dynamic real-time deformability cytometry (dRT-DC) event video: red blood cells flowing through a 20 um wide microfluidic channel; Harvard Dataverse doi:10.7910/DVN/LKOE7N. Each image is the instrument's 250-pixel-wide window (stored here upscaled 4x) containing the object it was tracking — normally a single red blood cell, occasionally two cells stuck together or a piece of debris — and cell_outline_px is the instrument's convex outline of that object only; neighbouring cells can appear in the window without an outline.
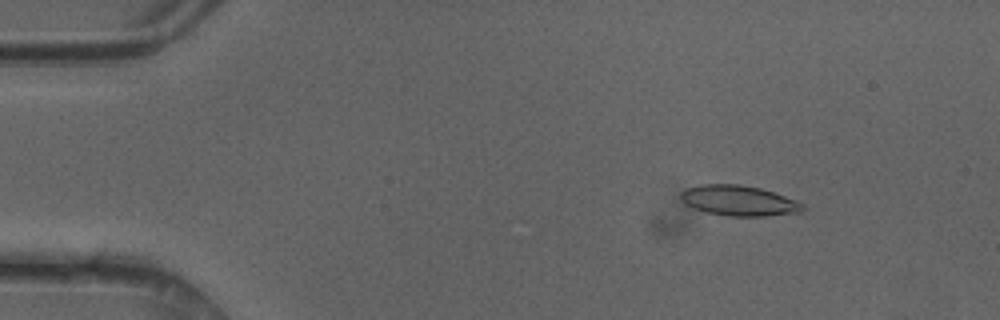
{"species": "common noctule bat (a hibernating species)", "species_latin": "Nyctalus noctula", "temperature_condition": "cold", "stored_images_in_passage": 49, "camera_frame_rate_fps": 3000, "um_per_image_px": 0.085, "animal": {"sex": "female"}, "frame": {"image": 1, "passage_image": 7, "time_ms": 2.0, "image_size_px": [1000, 320], "cell_outline_px": [[804, 208], [800, 212], [764, 216], [728, 216], [704, 212], [684, 204], [680, 196], [680, 192], [688, 188], [700, 184], [736, 184], [760, 188], [796, 200], [804, 204]], "centroid_in_image_um": [62.77, 17.06], "position_along_channel_um": 22.2, "area_um2": 21.5}}
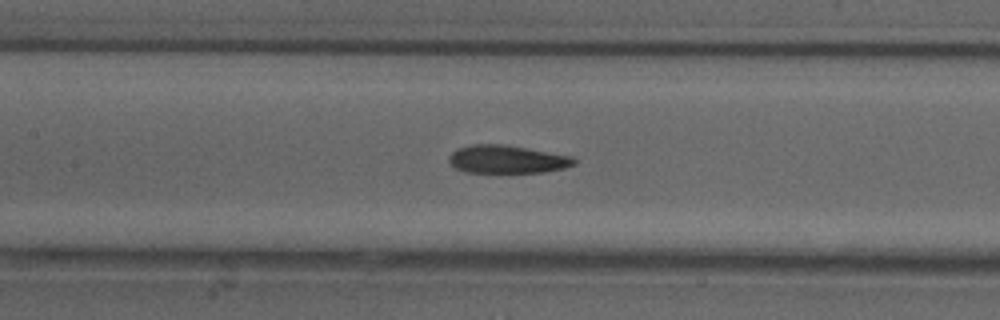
{"frame": {"image": 2, "passage_image": 23, "time_ms": 7.333, "image_size_px": [1000, 320], "cell_outline_px": [[576, 164], [564, 168], [544, 172], [464, 172], [456, 168], [448, 160], [448, 156], [456, 148], [472, 144], [504, 144], [572, 156], [576, 160]], "centroid_in_image_um": [43.08, 13.53], "position_along_channel_um": 164.3, "area_um2": 20.46}}
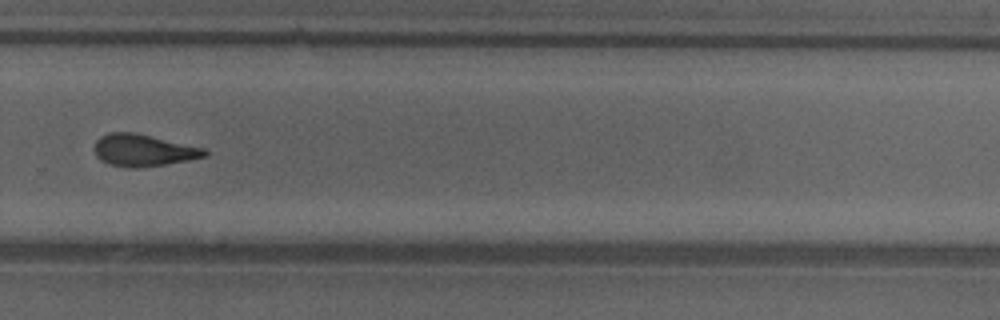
{"frame": {"image": 3, "passage_image": 34, "time_ms": 11.0, "image_size_px": [1000, 320], "cell_outline_px": [[208, 156], [188, 160], [140, 168], [132, 168], [108, 164], [100, 160], [96, 156], [92, 148], [96, 140], [100, 136], [108, 132], [136, 132], [204, 148], [208, 152]], "centroid_in_image_um": [12.14, 12.77], "position_along_channel_um": 317.7, "area_um2": 20.81}, "authors_computed_cell_mechanics": {"area_um2": 20.8658, "velocity_mm_per_s": 4.202, "shape_relaxation_time_tau1_ms": 5.4387, "shape_relaxation_time_tau2_ms": 3.3009, "deformation_change_tau1": 0.1794, "deformation_change_tau2": 0.1248}}